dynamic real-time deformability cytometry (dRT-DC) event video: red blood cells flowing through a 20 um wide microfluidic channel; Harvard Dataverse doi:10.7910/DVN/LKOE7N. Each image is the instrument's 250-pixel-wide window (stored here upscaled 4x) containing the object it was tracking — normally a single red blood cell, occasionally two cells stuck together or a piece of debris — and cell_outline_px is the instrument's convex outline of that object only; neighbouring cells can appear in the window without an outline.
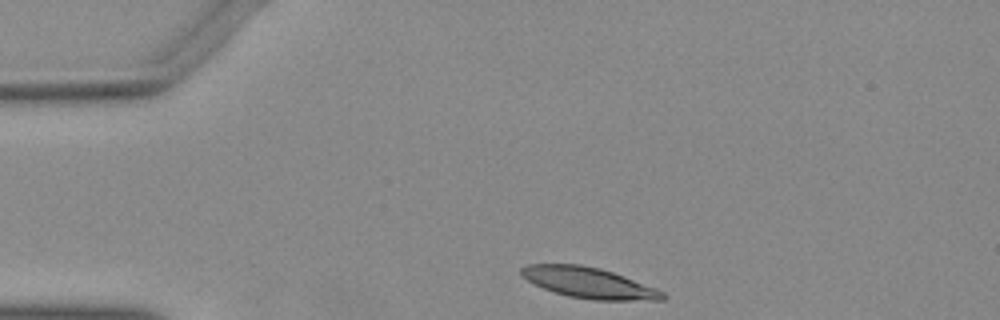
{"species": "Egyptian fruit bat (a non-hibernating species)", "species_latin": "Rousettus aegyptiacus", "temperature_condition": "warm", "stored_images_in_passage": 37, "camera_frame_rate_fps": 3000, "um_per_image_px": 0.085, "animal": {"sex": "female"}, "frame": {"image": 1, "passage_image": 1, "time_ms": 0.0, "image_size_px": [1000, 320], "cell_outline_px": [[668, 296], [664, 300], [592, 300], [568, 296], [544, 288], [528, 280], [520, 272], [520, 268], [528, 264], [580, 264], [600, 268], [624, 276], [656, 288], [664, 292]], "centroid_in_image_um": [50.1, 24.04], "position_along_channel_um": 34.9, "area_um2": 25.14}}
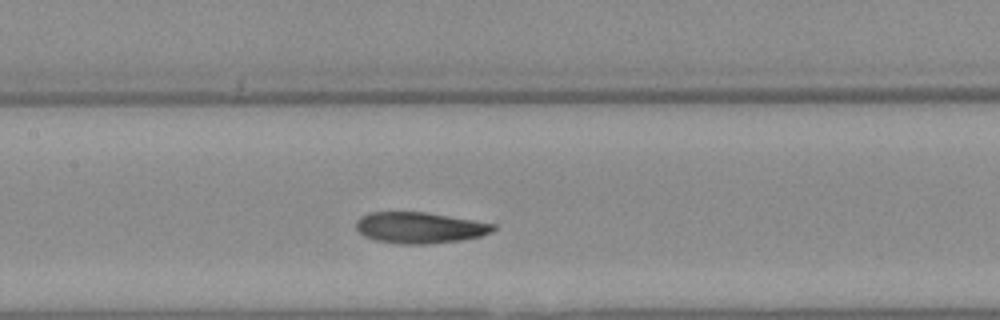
{"frame": {"image": 2, "passage_image": 15, "time_ms": 4.667, "image_size_px": [1000, 320], "cell_outline_px": [[496, 228], [492, 232], [480, 236], [460, 240], [428, 244], [396, 244], [376, 240], [364, 236], [356, 228], [356, 220], [360, 216], [368, 212], [424, 212], [496, 224]], "centroid_in_image_um": [35.64, 19.35], "position_along_channel_um": 171.8, "area_um2": 24.85}}
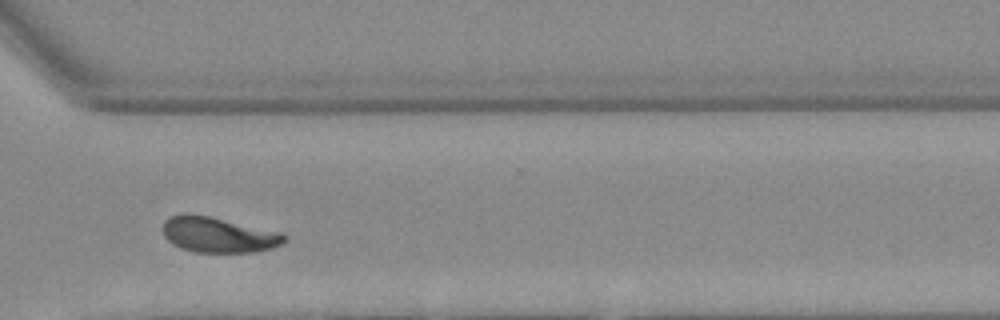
{"frame": {"image": 3, "passage_image": 29, "time_ms": 9.333, "image_size_px": [1000, 320], "cell_outline_px": [[288, 236], [280, 244], [272, 248], [256, 252], [196, 252], [180, 248], [172, 244], [164, 236], [164, 220], [172, 216], [184, 212], [208, 216], [280, 232]], "centroid_in_image_um": [18.53, 19.96], "position_along_channel_um": 352.1, "area_um2": 24.91}}